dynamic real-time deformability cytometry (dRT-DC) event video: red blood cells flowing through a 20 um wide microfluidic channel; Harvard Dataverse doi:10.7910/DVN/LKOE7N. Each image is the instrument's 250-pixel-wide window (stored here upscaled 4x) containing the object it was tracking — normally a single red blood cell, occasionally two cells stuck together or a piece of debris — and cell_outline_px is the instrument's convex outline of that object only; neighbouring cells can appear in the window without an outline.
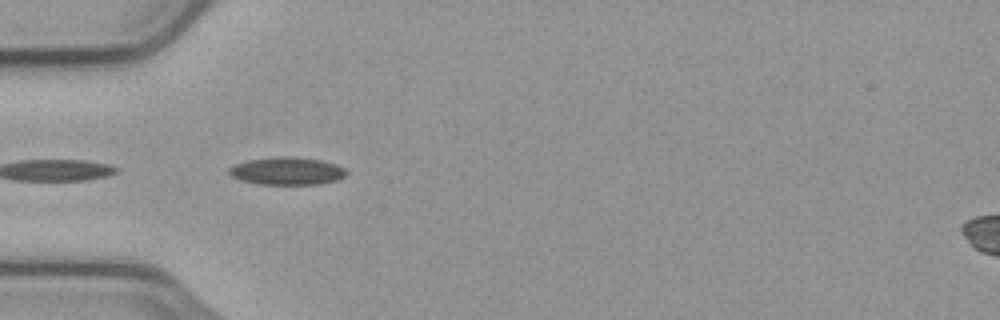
{"species": "common noctule bat (a hibernating species)", "species_latin": "Nyctalus noctula", "temperature_condition": "cold", "stored_images_in_passage": 6, "camera_frame_rate_fps": 3000, "um_per_image_px": 0.085, "animal": {"sex": "male", "body_mass_g": 23.1, "forearm_length_mm": 52.7}, "frame": {"image": 1, "passage_image": 2, "time_ms": 0.333, "image_size_px": [1000, 320], "cell_outline_px": [[348, 172], [344, 176], [336, 180], [320, 184], [260, 184], [244, 180], [232, 176], [228, 172], [228, 168], [236, 164], [248, 160], [276, 156], [292, 156], [320, 160], [336, 164], [344, 168]], "centroid_in_image_um": [24.41, 14.52], "position_along_channel_um": 60.6, "area_um2": 18.79}}